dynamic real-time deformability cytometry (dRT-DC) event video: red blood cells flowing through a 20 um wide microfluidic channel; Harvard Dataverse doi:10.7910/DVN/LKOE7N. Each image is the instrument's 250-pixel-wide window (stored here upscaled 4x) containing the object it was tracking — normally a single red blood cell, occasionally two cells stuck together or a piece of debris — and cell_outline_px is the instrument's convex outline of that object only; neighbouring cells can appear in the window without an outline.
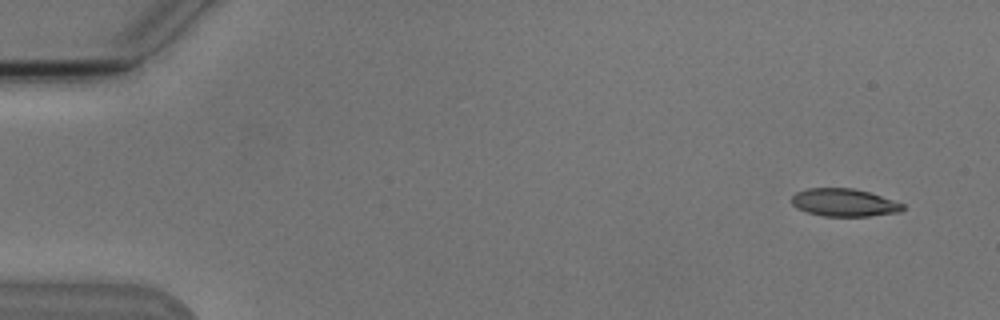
{"species": "Egyptian fruit bat (a non-hibernating species)", "species_latin": "Rousettus aegyptiacus", "temperature_condition": "cold", "stored_images_in_passage": 7, "camera_frame_rate_fps": 3000, "um_per_image_px": 0.085, "animal": {"sex": "male"}, "frame": {"image": 1, "passage_image": 1, "time_ms": 0.0, "image_size_px": [1000, 320], "cell_outline_px": [[904, 208], [900, 212], [868, 216], [824, 216], [808, 212], [796, 208], [792, 204], [792, 196], [796, 192], [808, 188], [852, 188], [868, 192], [904, 204]], "centroid_in_image_um": [71.72, 17.22], "position_along_channel_um": 13.3, "area_um2": 17.8}}
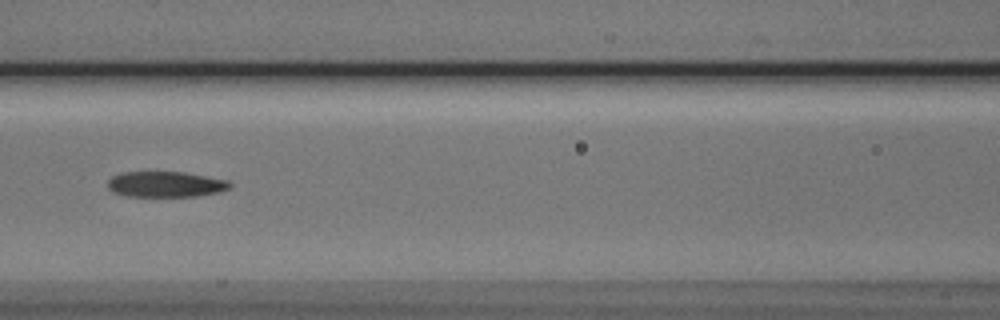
{"frame": {"image": 2, "passage_image": 7, "time_ms": 7.0, "image_size_px": [1000, 320], "cell_outline_px": [[232, 188], [220, 192], [196, 196], [128, 196], [112, 192], [108, 188], [108, 180], [112, 176], [124, 172], [184, 172], [228, 180], [232, 184]], "centroid_in_image_um": [14.11, 15.66], "position_along_channel_um": 152.5, "area_um2": 18.32}}